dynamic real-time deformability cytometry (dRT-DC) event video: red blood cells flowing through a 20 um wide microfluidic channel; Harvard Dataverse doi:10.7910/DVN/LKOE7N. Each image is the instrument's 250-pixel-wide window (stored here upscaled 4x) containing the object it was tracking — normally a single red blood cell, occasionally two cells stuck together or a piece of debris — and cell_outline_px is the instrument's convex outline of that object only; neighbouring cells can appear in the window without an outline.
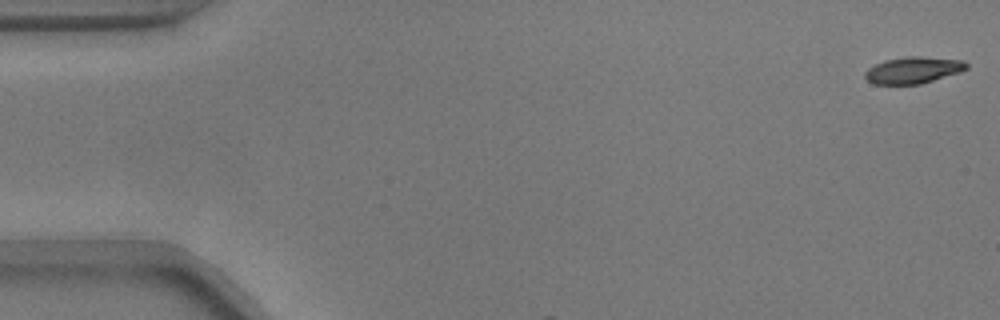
{"species": "common noctule bat (a hibernating species)", "species_latin": "Nyctalus noctula", "temperature_condition": "warm", "stored_images_in_passage": 7, "camera_frame_rate_fps": 3000, "um_per_image_px": 0.085, "animal": {"sex": "male", "body_mass_g": 17.9}, "frame": {"image": 1, "passage_image": 1, "time_ms": 0.0, "image_size_px": [1000, 320], "cell_outline_px": [[968, 68], [960, 72], [920, 84], [872, 84], [864, 76], [864, 72], [868, 68], [884, 60], [908, 56], [920, 56], [964, 60], [968, 64]], "centroid_in_image_um": [77.62, 5.95], "position_along_channel_um": 7.4, "area_um2": 15.78}}